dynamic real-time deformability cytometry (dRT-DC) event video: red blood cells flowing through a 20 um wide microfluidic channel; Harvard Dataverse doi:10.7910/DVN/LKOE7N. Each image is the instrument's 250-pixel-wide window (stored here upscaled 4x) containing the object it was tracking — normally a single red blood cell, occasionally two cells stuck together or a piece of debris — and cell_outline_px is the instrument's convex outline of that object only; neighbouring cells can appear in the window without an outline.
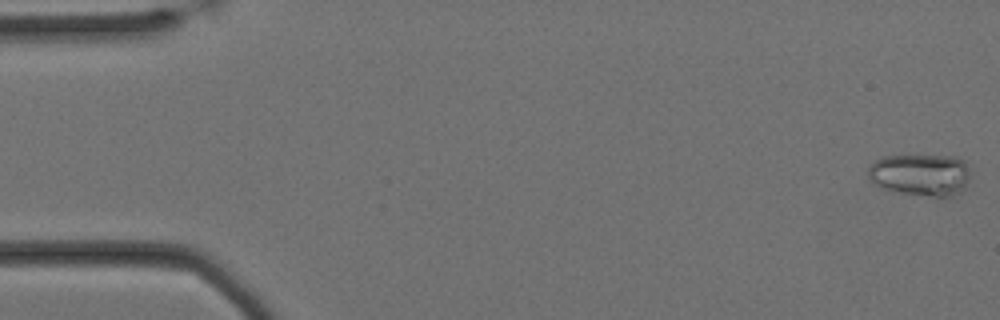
{"species": "Egyptian fruit bat (a non-hibernating species)", "species_latin": "Rousettus aegyptiacus", "temperature_condition": "cold", "stored_images_in_passage": 60, "camera_frame_rate_fps": 3000, "um_per_image_px": 0.085, "animal": {"sex": "female"}, "frame": {"image": 1, "passage_image": 1, "time_ms": 0.0, "image_size_px": [1000, 320], "cell_outline_px": [[968, 180], [964, 188], [960, 192], [952, 196], [940, 200], [880, 188], [872, 184], [868, 180], [868, 168], [876, 160], [884, 156], [956, 156], [964, 160], [968, 172]], "centroid_in_image_um": [78.23, 14.9], "position_along_channel_um": 6.8, "area_um2": 25.61}}
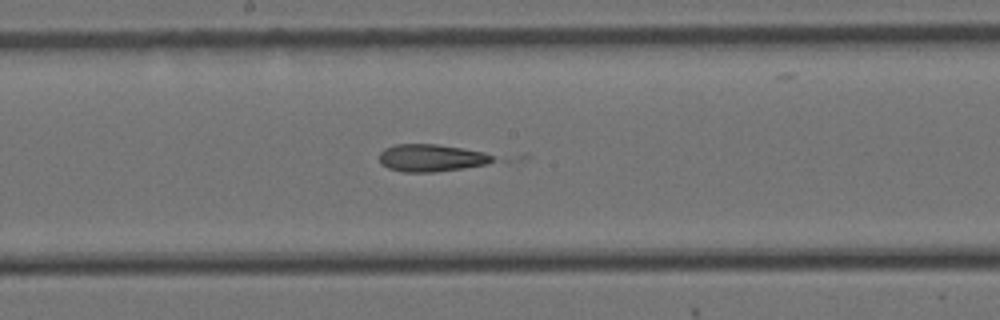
{"frame": {"image": 2, "passage_image": 31, "time_ms": 10.0, "image_size_px": [1000, 320], "cell_outline_px": [[532, 156], [528, 160], [508, 164], [432, 172], [404, 172], [388, 168], [380, 164], [380, 152], [384, 148], [396, 144], [436, 144], [528, 152]], "centroid_in_image_um": [37.84, 13.39], "position_along_channel_um": 210.4, "area_um2": 22.83}}
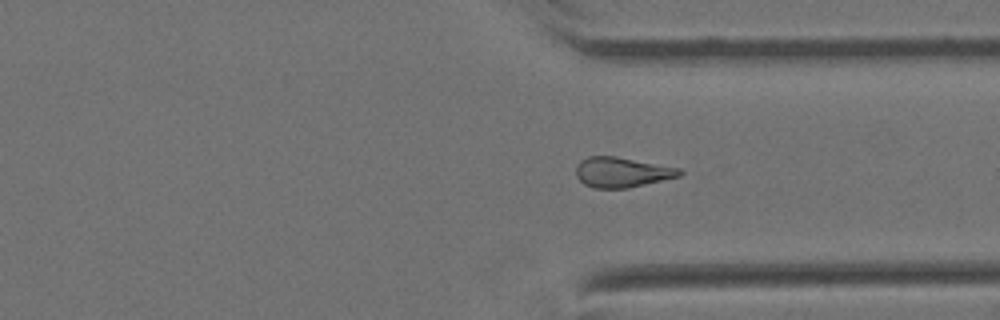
{"frame": {"image": 3, "passage_image": 44, "time_ms": 14.333, "image_size_px": [1000, 320], "cell_outline_px": [[684, 172], [680, 176], [628, 188], [592, 188], [584, 184], [576, 176], [576, 164], [580, 160], [588, 156], [616, 156], [680, 168]], "centroid_in_image_um": [52.84, 14.63], "position_along_channel_um": 358.6, "area_um2": 18.26}}